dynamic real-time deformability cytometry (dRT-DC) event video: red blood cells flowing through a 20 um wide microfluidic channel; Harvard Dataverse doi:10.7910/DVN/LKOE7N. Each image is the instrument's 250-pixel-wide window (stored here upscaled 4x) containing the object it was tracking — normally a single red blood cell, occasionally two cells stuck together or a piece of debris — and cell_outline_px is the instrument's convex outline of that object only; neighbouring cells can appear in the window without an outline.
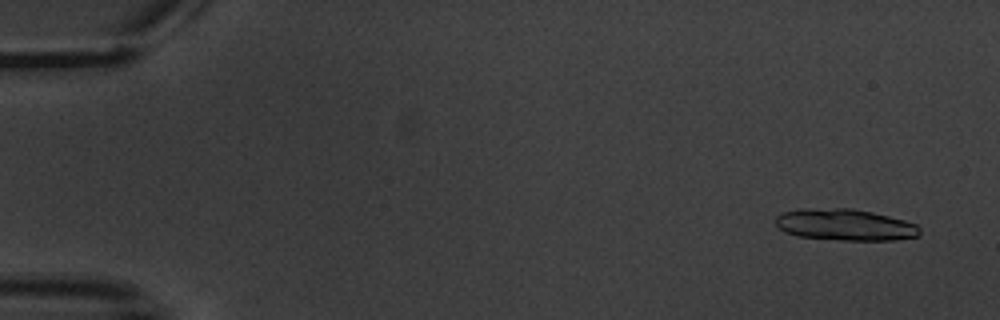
{"species": "common noctule bat (a hibernating species)", "species_latin": "Nyctalus noctula", "temperature_condition": "warm", "stored_images_in_passage": 10, "camera_frame_rate_fps": 3000, "um_per_image_px": 0.085, "animal": {"sex": "male", "body_mass_g": 20.1, "forearm_length_mm": 53.5}, "frame": {"image": 1, "passage_image": 2, "time_ms": 1.0, "image_size_px": [1000, 320], "cell_outline_px": [[920, 236], [896, 240], [840, 240], [796, 236], [784, 232], [776, 224], [776, 216], [784, 212], [800, 208], [852, 208], [872, 212], [904, 220], [916, 224], [920, 228]], "centroid_in_image_um": [71.83, 19.1], "position_along_channel_um": 13.2, "area_um2": 26.65}}
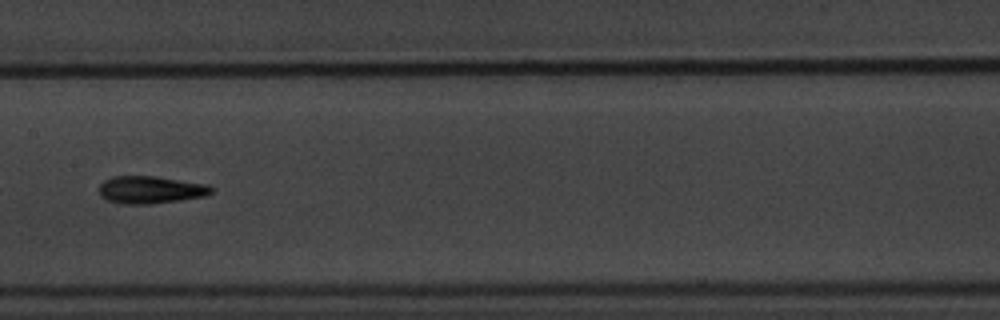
{"frame": {"image": 2, "passage_image": 9, "time_ms": 10.333, "image_size_px": [1000, 320], "cell_outline_px": [[212, 192], [204, 196], [180, 200], [152, 204], [124, 204], [108, 200], [100, 196], [100, 184], [104, 180], [112, 176], [156, 176], [208, 184], [212, 188]], "centroid_in_image_um": [12.79, 16.12], "position_along_channel_um": 194.6, "area_um2": 17.98}}
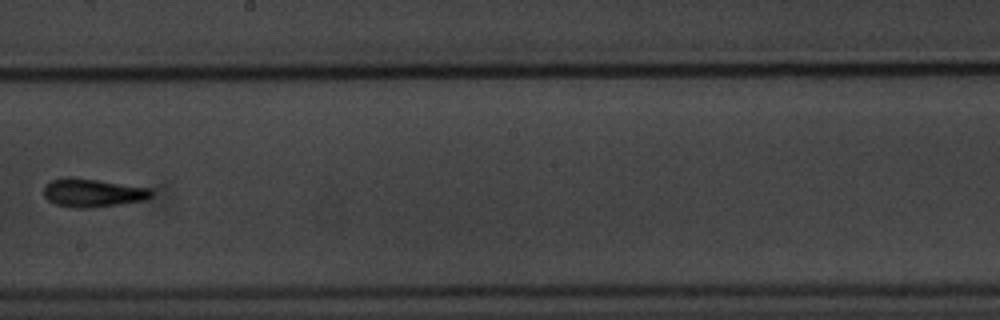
{"frame": {"image": 3, "passage_image": 10, "time_ms": 11.667, "image_size_px": [1000, 320], "cell_outline_px": [[152, 196], [144, 200], [120, 204], [92, 208], [76, 208], [56, 204], [48, 200], [44, 196], [44, 184], [52, 180], [96, 180], [152, 188]], "centroid_in_image_um": [7.93, 16.43], "position_along_channel_um": 240.3, "area_um2": 17.17}}